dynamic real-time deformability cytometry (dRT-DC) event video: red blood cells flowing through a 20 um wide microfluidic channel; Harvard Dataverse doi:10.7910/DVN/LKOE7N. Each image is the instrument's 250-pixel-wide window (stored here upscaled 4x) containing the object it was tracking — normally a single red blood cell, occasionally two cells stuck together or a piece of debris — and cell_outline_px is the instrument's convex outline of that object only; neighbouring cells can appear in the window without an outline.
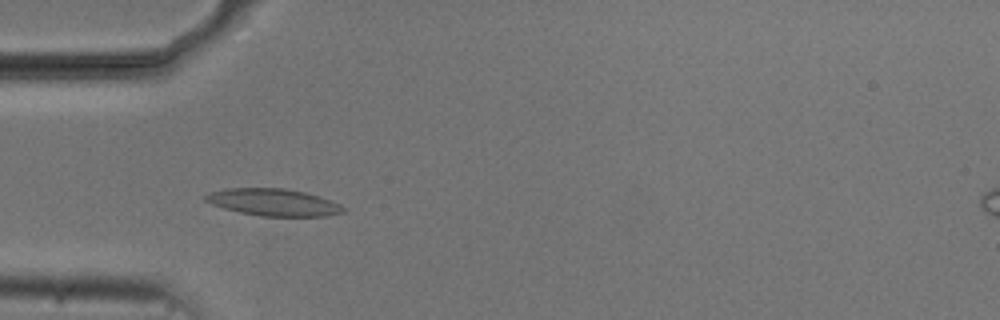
{"species": "common noctule bat (a hibernating species)", "species_latin": "Nyctalus noctula", "temperature_condition": "cold", "stored_images_in_passage": 54, "camera_frame_rate_fps": 3000, "um_per_image_px": 0.085, "animal": {"sex": "male", "body_mass_g": 20.5, "forearm_length_mm": 52.5}, "frame": {"image": 1, "passage_image": 17, "time_ms": 5.333, "image_size_px": [1000, 320], "cell_outline_px": [[348, 208], [344, 212], [324, 216], [260, 216], [240, 212], [224, 208], [212, 204], [204, 200], [204, 196], [208, 192], [224, 188], [284, 188], [304, 192], [320, 196], [340, 204]], "centroid_in_image_um": [23.24, 17.19], "position_along_channel_um": 61.8, "area_um2": 21.85}}
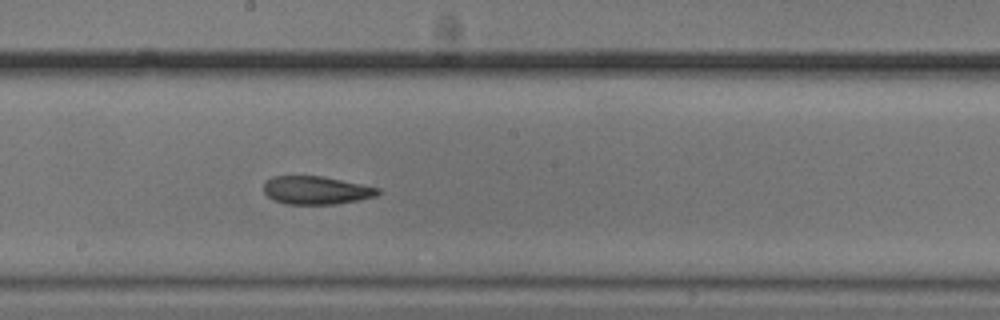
{"frame": {"image": 2, "passage_image": 30, "time_ms": 9.667, "image_size_px": [1000, 320], "cell_outline_px": [[384, 192], [376, 196], [360, 200], [336, 204], [284, 204], [268, 196], [264, 192], [264, 184], [272, 176], [320, 176], [380, 188]], "centroid_in_image_um": [26.92, 16.18], "position_along_channel_um": 221.3, "area_um2": 18.67}}
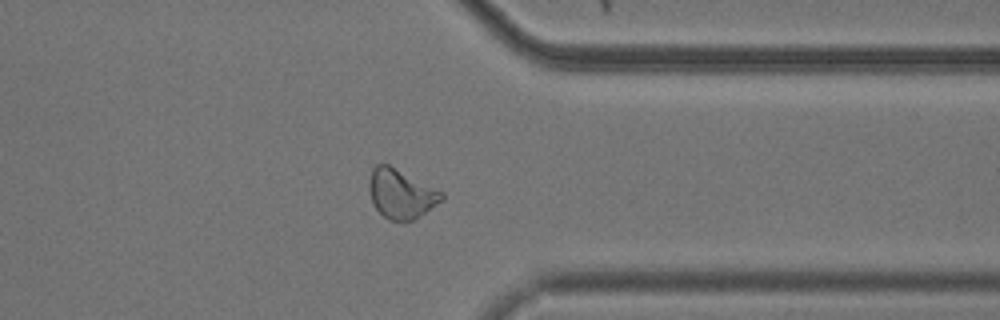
{"frame": {"image": 3, "passage_image": 43, "time_ms": 14.0, "image_size_px": [1000, 320], "cell_outline_px": [[444, 196], [440, 200], [424, 212], [412, 220], [388, 220], [372, 204], [368, 188], [368, 180], [372, 168], [376, 164], [388, 164], [444, 192]], "centroid_in_image_um": [34.02, 16.44], "position_along_channel_um": 377.4, "area_um2": 20.52}, "authors_computed_cell_mechanics": {"area_um2": 20.519, "velocity_mm_per_s": 3.7135, "shape_relaxation_time_tau1_ms": 4.4203, "shape_relaxation_time_tau2_ms": 2.8338, "deformation_change_tau1": 0.1338, "deformation_change_tau2": 0.1025}}